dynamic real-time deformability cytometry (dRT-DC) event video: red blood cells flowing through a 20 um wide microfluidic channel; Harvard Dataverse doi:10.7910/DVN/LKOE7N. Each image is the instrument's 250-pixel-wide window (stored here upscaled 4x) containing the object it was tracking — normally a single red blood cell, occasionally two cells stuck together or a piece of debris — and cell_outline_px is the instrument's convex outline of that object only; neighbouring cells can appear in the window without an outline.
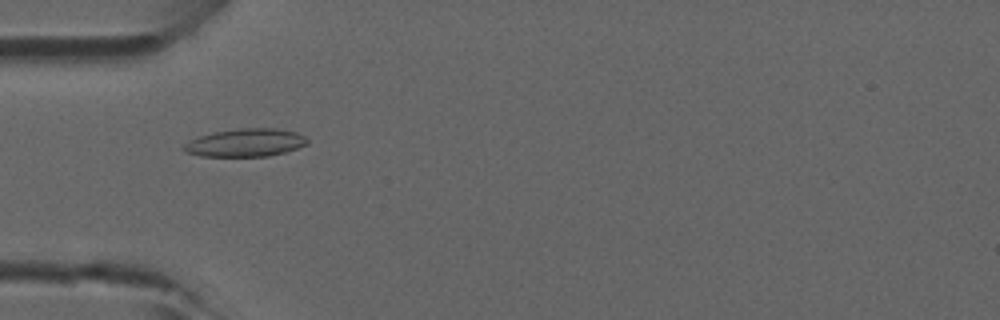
{"species": "common noctule bat (a hibernating species)", "species_latin": "Nyctalus noctula", "temperature_condition": "room temperature", "stored_images_in_passage": 2, "camera_frame_rate_fps": 3000, "um_per_image_px": 0.085, "animal": {"sex": "male", "forearm_length_mm": 52.5}, "frame": {"image": 1, "passage_image": 2, "time_ms": 0.333, "image_size_px": [1000, 320], "cell_outline_px": [[308, 144], [284, 152], [268, 156], [200, 156], [184, 152], [180, 148], [188, 140], [212, 132], [240, 128], [276, 128], [296, 132], [304, 136], [308, 140]], "centroid_in_image_um": [20.82, 12.12], "position_along_channel_um": 64.2, "area_um2": 20.23}}